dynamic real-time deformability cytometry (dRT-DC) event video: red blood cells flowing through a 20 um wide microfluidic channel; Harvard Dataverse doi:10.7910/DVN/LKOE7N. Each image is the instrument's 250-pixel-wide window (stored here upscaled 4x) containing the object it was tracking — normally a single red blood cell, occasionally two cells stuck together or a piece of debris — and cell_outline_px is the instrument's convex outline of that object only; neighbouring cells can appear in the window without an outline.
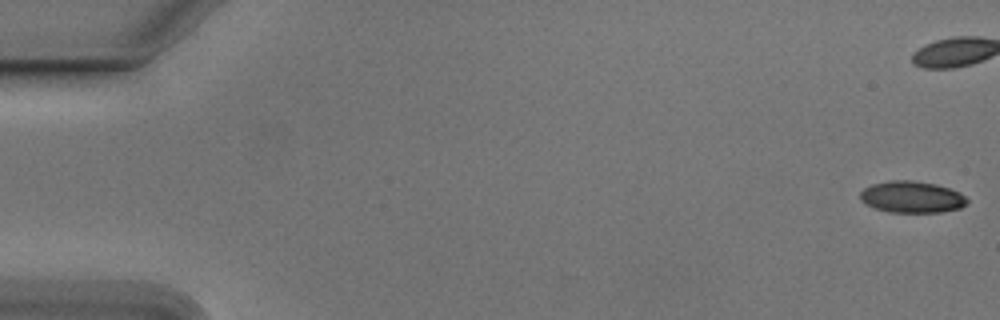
{"species": "Egyptian fruit bat (a non-hibernating species)", "species_latin": "Rousettus aegyptiacus", "temperature_condition": "cold", "stored_images_in_passage": 55, "camera_frame_rate_fps": 3000, "um_per_image_px": 0.085, "animal": {"sex": "male"}, "frame": {"image": 1, "passage_image": 1, "time_ms": 0.0, "image_size_px": [1000, 320], "cell_outline_px": [[968, 204], [960, 208], [940, 212], [888, 212], [876, 208], [860, 200], [860, 192], [864, 188], [872, 184], [888, 180], [912, 180], [936, 184], [960, 192], [968, 200]], "centroid_in_image_um": [77.51, 16.74], "position_along_channel_um": 7.5, "area_um2": 19.71}}
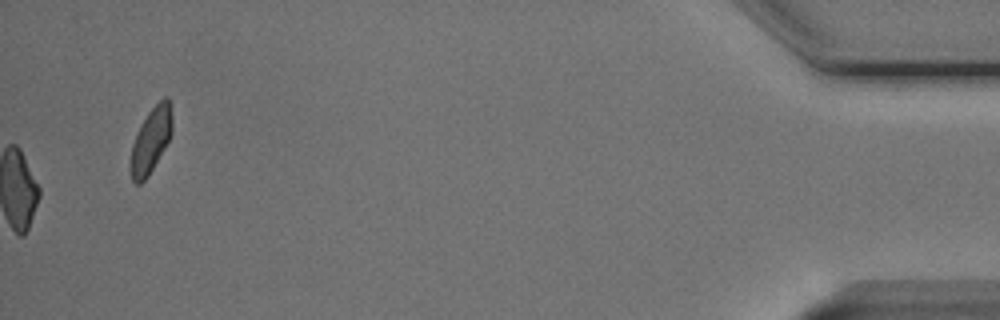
{"frame": {"image": 2, "passage_image": 55, "time_ms": 18.0, "image_size_px": [1000, 320], "cell_outline_px": [[172, 132], [164, 148], [148, 176], [140, 184], [136, 184], [132, 180], [132, 144], [148, 112], [164, 96], [168, 96], [172, 120]], "centroid_in_image_um": [12.85, 11.9], "position_along_channel_um": 422.3, "area_um2": 15.09}, "authors_computed_cell_mechanics": {"area_um2": 20.4034, "velocity_mm_per_s": 3.7863, "shape_relaxation_time_tau1_ms": 3.2077, "shape_relaxation_time_tau2_ms": 2.8054, "deformation_change_tau1": 0.1027, "deformation_change_tau2": 0.0776}}